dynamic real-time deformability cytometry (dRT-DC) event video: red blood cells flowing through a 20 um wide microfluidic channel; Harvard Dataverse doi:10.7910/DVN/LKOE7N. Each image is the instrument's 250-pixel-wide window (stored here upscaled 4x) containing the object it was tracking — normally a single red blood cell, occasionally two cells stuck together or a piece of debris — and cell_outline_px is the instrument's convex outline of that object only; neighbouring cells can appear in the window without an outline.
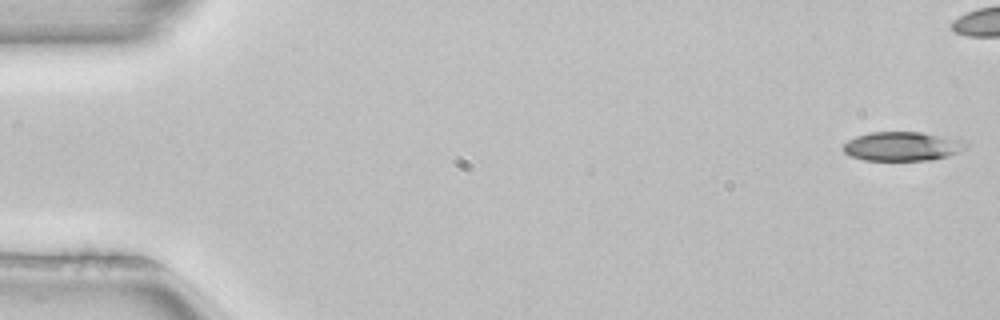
{"species": "common noctule bat (a hibernating species)", "species_latin": "Nyctalus noctula", "temperature_condition": "room temperature", "stored_images_in_passage": 5, "camera_frame_rate_fps": 3000, "um_per_image_px": 0.085, "animal": {"sex": "female", "body_mass_g": 22.7, "forearm_length_mm": 54.2}, "frame": {"image": 1, "passage_image": 1, "time_ms": 0.0, "image_size_px": [1000, 320], "cell_outline_px": [[968, 148], [960, 152], [948, 156], [932, 160], [864, 160], [852, 156], [844, 152], [840, 148], [848, 140], [856, 136], [872, 132], [920, 132], [968, 140]], "centroid_in_image_um": [76.76, 12.43], "position_along_channel_um": 8.2, "area_um2": 21.1}}